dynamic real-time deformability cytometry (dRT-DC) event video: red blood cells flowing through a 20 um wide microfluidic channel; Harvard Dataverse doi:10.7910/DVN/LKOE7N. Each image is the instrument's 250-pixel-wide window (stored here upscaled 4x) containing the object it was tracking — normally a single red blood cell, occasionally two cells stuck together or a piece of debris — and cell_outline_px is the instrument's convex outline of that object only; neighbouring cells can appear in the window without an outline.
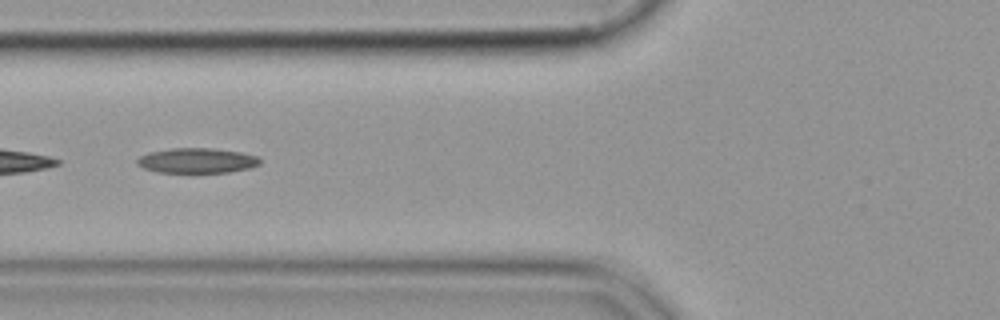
{"species": "common noctule bat (a hibernating species)", "species_latin": "Nyctalus noctula", "temperature_condition": "cold", "stored_images_in_passage": 46, "segment_of_instrument_passage": [2, 2], "camera_frame_rate_fps": 3000, "um_per_image_px": 0.085, "animal": {"sex": "female", "body_mass_g": 19.9}, "frame": {"image": 1, "passage_image": 14, "time_ms": 4.333, "image_size_px": [1000, 320], "cell_outline_px": [[260, 164], [248, 168], [228, 172], [156, 172], [144, 168], [136, 164], [136, 160], [140, 156], [148, 152], [172, 148], [212, 148], [240, 152], [260, 156]], "centroid_in_image_um": [16.73, 13.64], "position_along_channel_um": 109.1, "area_um2": 17.92}}
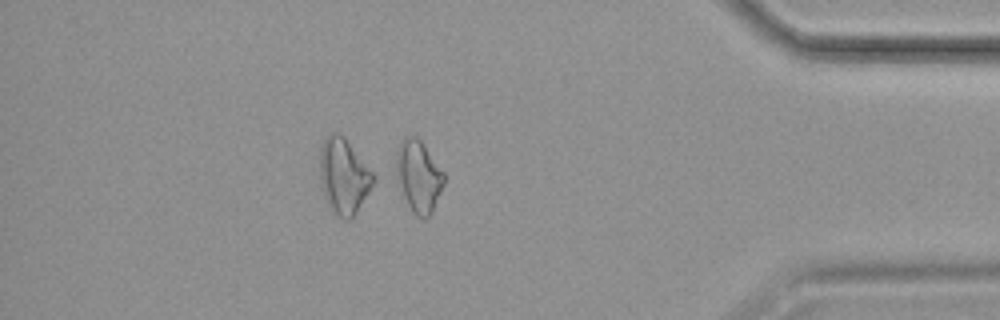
{"frame": {"image": 2, "passage_image": 40, "time_ms": 13.0, "image_size_px": [1000, 320], "cell_outline_px": [[444, 184], [432, 212], [424, 220], [416, 216], [412, 212], [392, 176], [396, 156], [400, 144], [404, 136], [416, 136], [420, 140], [444, 172]], "centroid_in_image_um": [35.52, 15.0], "position_along_channel_um": 399.7, "area_um2": 20.46}}